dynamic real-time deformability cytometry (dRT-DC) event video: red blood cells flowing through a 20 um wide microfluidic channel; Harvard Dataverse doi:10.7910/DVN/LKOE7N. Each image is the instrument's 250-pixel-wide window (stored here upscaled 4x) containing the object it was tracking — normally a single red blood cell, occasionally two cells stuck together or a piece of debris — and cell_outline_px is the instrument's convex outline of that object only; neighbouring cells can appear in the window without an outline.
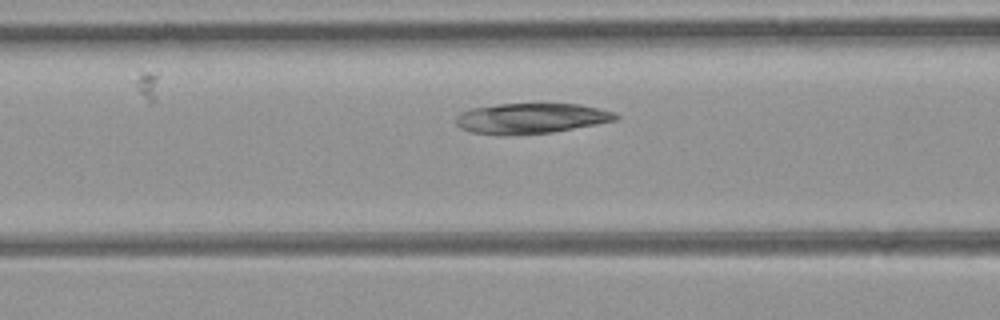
{"species": "common noctule bat (a hibernating species)", "species_latin": "Nyctalus noctula", "temperature_condition": "room temperature", "stored_images_in_passage": 19, "camera_frame_rate_fps": 3000, "um_per_image_px": 0.085, "animal": {"sex": "female", "body_mass_g": 21.9}, "frame": {"image": 1, "passage_image": 14, "time_ms": 4.333, "image_size_px": [1000, 320], "cell_outline_px": [[620, 116], [616, 120], [596, 124], [552, 132], [472, 132], [460, 128], [456, 124], [456, 116], [460, 112], [472, 108], [496, 104], [580, 104], [612, 112]], "centroid_in_image_um": [45.16, 10.01], "position_along_channel_um": 121.4, "area_um2": 27.05}}